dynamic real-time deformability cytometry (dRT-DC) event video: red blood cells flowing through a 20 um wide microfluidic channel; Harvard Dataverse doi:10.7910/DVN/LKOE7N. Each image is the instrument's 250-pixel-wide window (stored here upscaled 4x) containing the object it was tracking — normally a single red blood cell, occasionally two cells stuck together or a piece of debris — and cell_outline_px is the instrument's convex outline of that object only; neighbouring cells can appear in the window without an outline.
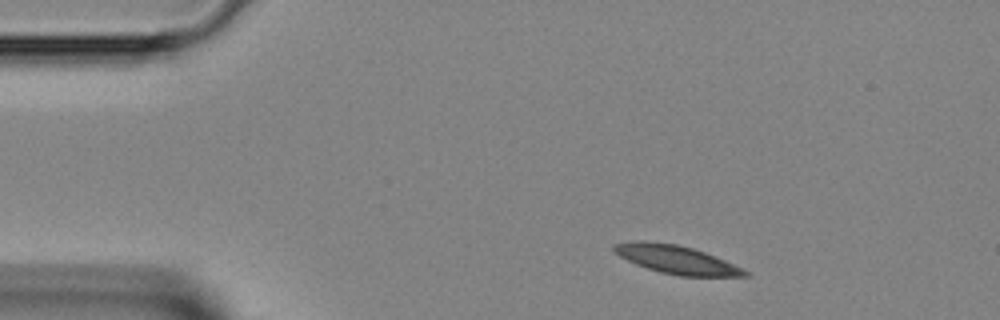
{"species": "Egyptian fruit bat (a non-hibernating species)", "species_latin": "Rousettus aegyptiacus", "temperature_condition": "room temperature", "stored_images_in_passage": 38, "camera_frame_rate_fps": 3000, "um_per_image_px": 0.085, "animal": {"sex": "female"}, "frame": {"image": 1, "passage_image": 1, "time_ms": 0.0, "image_size_px": [1000, 320], "cell_outline_px": [[752, 272], [748, 276], [680, 276], [660, 272], [636, 264], [620, 256], [612, 248], [612, 244], [640, 240], [676, 244], [692, 248], [704, 252], [744, 268]], "centroid_in_image_um": [57.53, 22.07], "position_along_channel_um": 27.5, "area_um2": 21.44}}
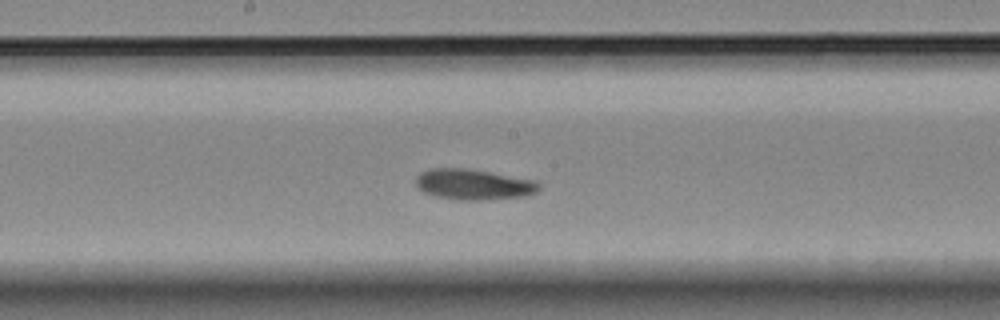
{"frame": {"image": 2, "passage_image": 17, "time_ms": 5.333, "image_size_px": [1000, 320], "cell_outline_px": [[540, 188], [536, 192], [528, 196], [476, 200], [460, 200], [436, 196], [424, 192], [416, 184], [416, 176], [420, 172], [428, 168], [468, 168], [540, 180]], "centroid_in_image_um": [40.31, 15.66], "position_along_channel_um": 207.9, "area_um2": 22.31}}
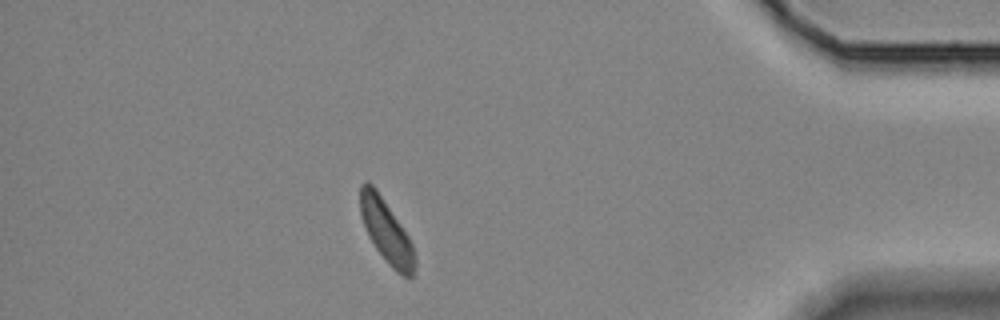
{"frame": {"image": 3, "passage_image": 33, "time_ms": 10.667, "image_size_px": [1000, 320], "cell_outline_px": [[416, 268], [412, 276], [408, 280], [396, 272], [388, 264], [376, 248], [368, 236], [360, 212], [360, 184], [364, 180], [368, 180], [376, 188], [408, 236], [412, 244], [416, 260]], "centroid_in_image_um": [32.84, 19.68], "position_along_channel_um": 402.4, "area_um2": 20.11}}